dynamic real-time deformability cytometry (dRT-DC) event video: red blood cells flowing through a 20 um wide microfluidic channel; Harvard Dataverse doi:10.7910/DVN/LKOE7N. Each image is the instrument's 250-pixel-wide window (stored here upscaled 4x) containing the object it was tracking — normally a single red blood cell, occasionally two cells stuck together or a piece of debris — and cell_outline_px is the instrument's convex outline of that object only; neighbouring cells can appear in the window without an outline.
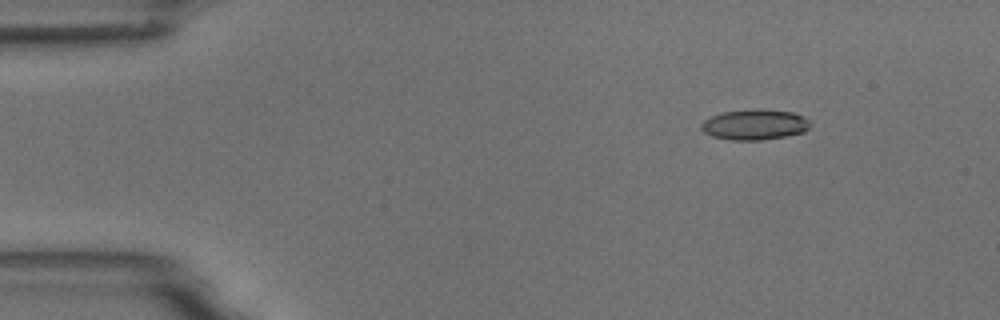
{"species": "common noctule bat (a hibernating species)", "species_latin": "Nyctalus noctula", "temperature_condition": "room temperature", "stored_images_in_passage": 4, "camera_frame_rate_fps": 3000, "um_per_image_px": 0.085, "animal": {"sex": "male", "body_mass_g": 18.8}, "frame": {"image": 1, "passage_image": 1, "time_ms": 0.0, "image_size_px": [1000, 320], "cell_outline_px": [[808, 128], [804, 132], [764, 140], [732, 140], [712, 136], [704, 132], [700, 128], [700, 124], [704, 120], [712, 116], [724, 112], [792, 112], [804, 116], [808, 120]], "centroid_in_image_um": [64.11, 10.65], "position_along_channel_um": 20.9, "area_um2": 18.32}}
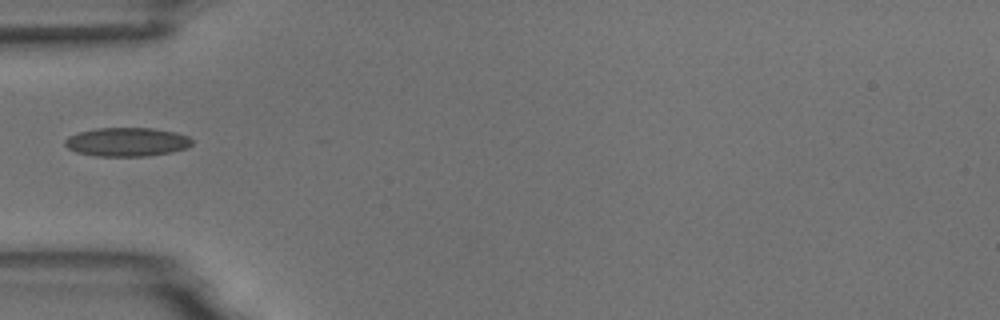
{"frame": {"image": 2, "passage_image": 4, "time_ms": 3.667, "image_size_px": [1000, 320], "cell_outline_px": [[192, 144], [188, 148], [172, 152], [148, 156], [96, 156], [76, 152], [68, 148], [64, 144], [64, 140], [68, 136], [80, 132], [96, 128], [152, 128], [176, 132], [188, 136], [192, 140]], "centroid_in_image_um": [10.8, 12.07], "position_along_channel_um": 74.2, "area_um2": 21.44}}